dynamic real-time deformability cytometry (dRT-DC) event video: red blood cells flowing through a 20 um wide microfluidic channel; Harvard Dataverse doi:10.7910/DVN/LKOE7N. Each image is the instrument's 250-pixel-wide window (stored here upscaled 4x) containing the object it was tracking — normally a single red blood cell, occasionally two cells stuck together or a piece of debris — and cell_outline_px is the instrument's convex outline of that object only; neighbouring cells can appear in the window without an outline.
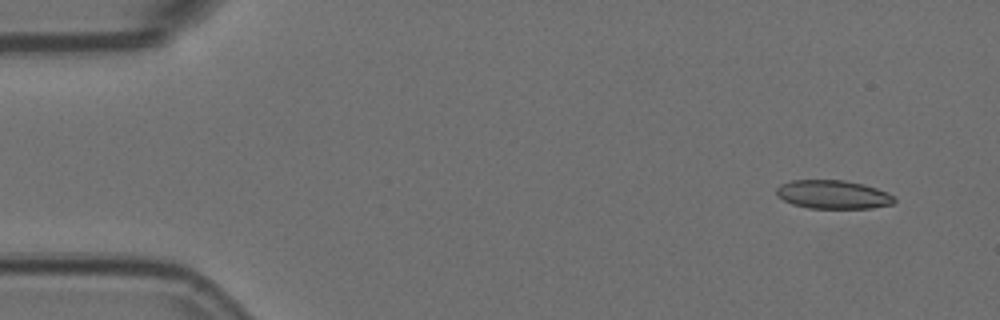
{"species": "Egyptian fruit bat (a non-hibernating species)", "species_latin": "Rousettus aegyptiacus", "temperature_condition": "room temperature", "stored_images_in_passage": 6, "camera_frame_rate_fps": 3000, "um_per_image_px": 0.085, "animal": {"sex": "female"}, "frame": {"image": 1, "passage_image": 2, "time_ms": 0.333, "image_size_px": [1000, 320], "cell_outline_px": [[896, 200], [892, 204], [872, 208], [808, 208], [792, 204], [776, 196], [776, 188], [780, 184], [792, 180], [844, 180], [864, 184], [888, 192]], "centroid_in_image_um": [70.79, 16.53], "position_along_channel_um": 14.2, "area_um2": 19.71}}
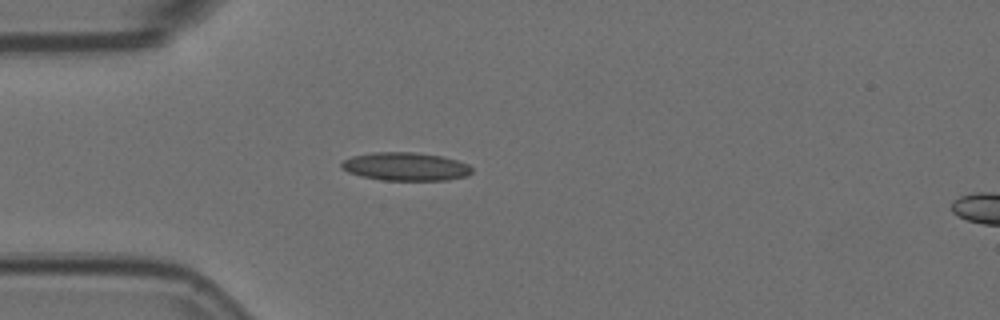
{"frame": {"image": 2, "passage_image": 5, "time_ms": 1.333, "image_size_px": [1000, 320], "cell_outline_px": [[472, 172], [468, 176], [448, 180], [384, 180], [360, 176], [348, 172], [340, 168], [340, 164], [344, 160], [352, 156], [372, 152], [416, 152], [444, 156], [468, 164], [472, 168]], "centroid_in_image_um": [34.48, 14.15], "position_along_channel_um": 50.5, "area_um2": 21.68}}